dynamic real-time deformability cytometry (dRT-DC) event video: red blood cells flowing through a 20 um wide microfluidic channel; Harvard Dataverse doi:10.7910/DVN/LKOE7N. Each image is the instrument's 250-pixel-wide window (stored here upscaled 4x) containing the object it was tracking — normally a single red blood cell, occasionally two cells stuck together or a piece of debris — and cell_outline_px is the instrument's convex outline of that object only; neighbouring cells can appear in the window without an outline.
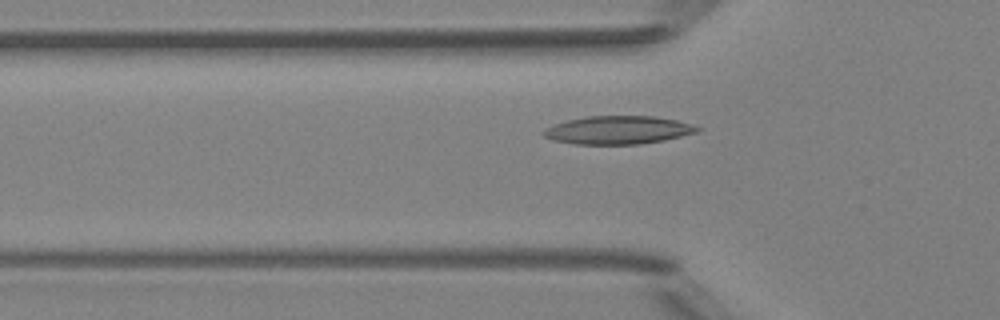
{"species": "Egyptian fruit bat (a non-hibernating species)", "species_latin": "Rousettus aegyptiacus", "temperature_condition": "room temperature", "stored_images_in_passage": 6, "camera_frame_rate_fps": 3000, "um_per_image_px": 0.085, "animal": {"sex": "female"}, "frame": {"image": 1, "passage_image": 6, "time_ms": 6.333, "image_size_px": [1000, 320], "cell_outline_px": [[704, 128], [700, 132], [664, 140], [640, 144], [576, 144], [552, 140], [544, 136], [540, 132], [544, 128], [568, 120], [588, 116], [652, 116], [676, 120], [692, 124]], "centroid_in_image_um": [52.57, 11.06], "position_along_channel_um": 73.2, "area_um2": 25.37}}